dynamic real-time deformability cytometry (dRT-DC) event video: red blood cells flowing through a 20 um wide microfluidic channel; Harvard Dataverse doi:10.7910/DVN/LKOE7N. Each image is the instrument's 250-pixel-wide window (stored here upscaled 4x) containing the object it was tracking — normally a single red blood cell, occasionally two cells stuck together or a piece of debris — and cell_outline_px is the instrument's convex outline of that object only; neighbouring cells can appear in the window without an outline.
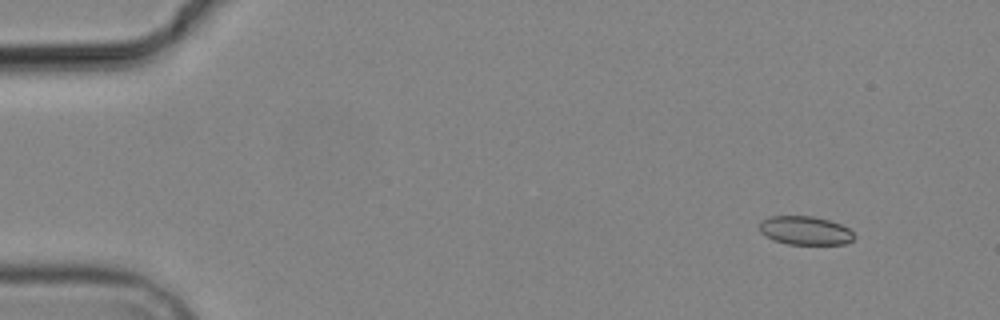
{"species": "common noctule bat (a hibernating species)", "species_latin": "Nyctalus noctula", "temperature_condition": "cold", "stored_images_in_passage": 5, "camera_frame_rate_fps": 3000, "um_per_image_px": 0.085, "animal": {"sex": "male", "body_mass_g": 19.2, "forearm_length_mm": 51.8}, "frame": {"image": 1, "passage_image": 1, "time_ms": 0.0, "image_size_px": [1000, 320], "cell_outline_px": [[856, 236], [852, 240], [844, 244], [788, 244], [772, 240], [760, 232], [760, 220], [772, 216], [812, 216], [828, 220], [840, 224], [848, 228]], "centroid_in_image_um": [68.42, 19.6], "position_along_channel_um": 16.6, "area_um2": 15.78}}
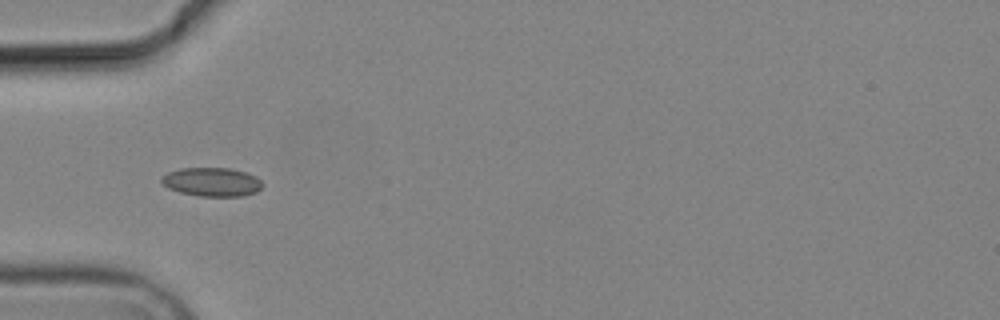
{"frame": {"image": 2, "passage_image": 4, "time_ms": 4.333, "image_size_px": [1000, 320], "cell_outline_px": [[264, 184], [256, 192], [244, 196], [200, 196], [180, 192], [168, 188], [160, 180], [160, 176], [168, 172], [180, 168], [228, 168], [244, 172], [256, 176]], "centroid_in_image_um": [18.0, 15.46], "position_along_channel_um": 67.0, "area_um2": 16.94}}
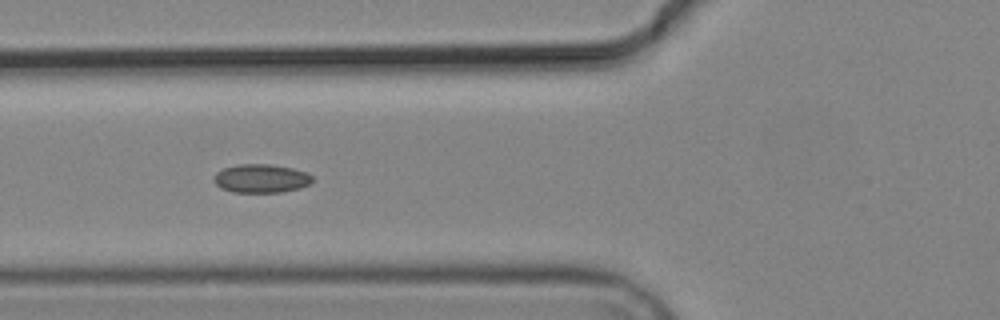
{"frame": {"image": 3, "passage_image": 5, "time_ms": 5.333, "image_size_px": [1000, 320], "cell_outline_px": [[312, 184], [300, 188], [280, 192], [232, 192], [220, 188], [212, 180], [216, 172], [224, 168], [240, 164], [272, 164], [292, 168], [308, 172], [312, 176]], "centroid_in_image_um": [22.2, 15.17], "position_along_channel_um": 103.6, "area_um2": 16.59}}